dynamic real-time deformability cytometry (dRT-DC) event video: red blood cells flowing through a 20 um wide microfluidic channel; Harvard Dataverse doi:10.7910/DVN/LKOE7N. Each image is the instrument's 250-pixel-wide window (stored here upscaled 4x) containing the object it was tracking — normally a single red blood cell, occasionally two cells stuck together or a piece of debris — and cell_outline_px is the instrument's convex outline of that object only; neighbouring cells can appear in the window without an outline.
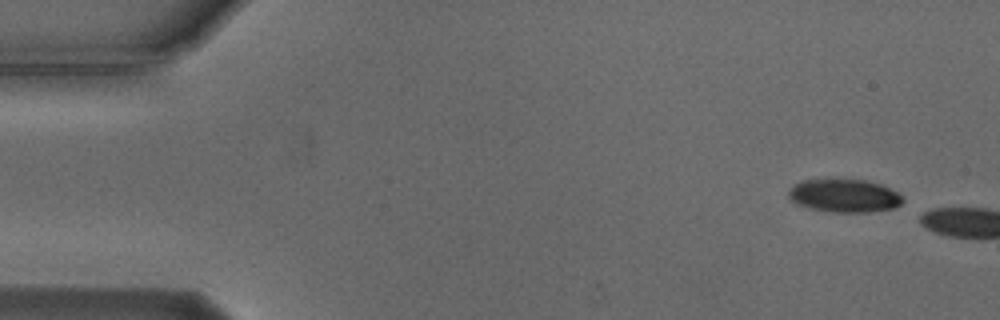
{"species": "Egyptian fruit bat (a non-hibernating species)", "species_latin": "Rousettus aegyptiacus", "temperature_condition": "cold", "stored_images_in_passage": 4, "camera_frame_rate_fps": 3000, "um_per_image_px": 0.085, "animal": {"sex": "male"}, "frame": {"image": 1, "passage_image": 1, "time_ms": 0.0, "image_size_px": [1000, 320], "cell_outline_px": [[904, 200], [900, 204], [892, 208], [868, 212], [836, 212], [812, 208], [800, 204], [792, 200], [788, 196], [788, 192], [796, 184], [804, 180], [864, 180], [880, 184], [896, 192]], "centroid_in_image_um": [71.79, 16.64], "position_along_channel_um": 13.2, "area_um2": 21.33}}